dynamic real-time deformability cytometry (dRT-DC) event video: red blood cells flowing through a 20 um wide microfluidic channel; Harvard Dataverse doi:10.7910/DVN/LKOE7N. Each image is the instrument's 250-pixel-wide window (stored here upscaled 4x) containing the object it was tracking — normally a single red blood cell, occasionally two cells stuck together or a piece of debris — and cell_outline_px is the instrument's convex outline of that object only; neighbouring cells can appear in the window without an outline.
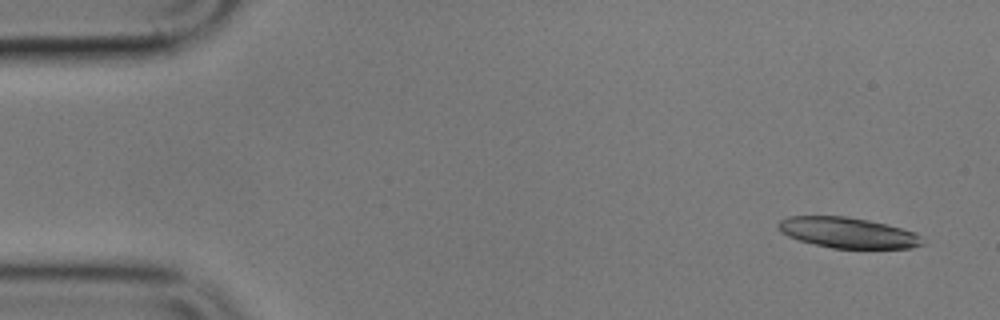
{"species": "common noctule bat (a hibernating species)", "species_latin": "Nyctalus noctula", "temperature_condition": "cold", "stored_images_in_passage": 5, "camera_frame_rate_fps": 3000, "um_per_image_px": 0.085, "animal": {"sex": "male", "body_mass_g": 17.9}, "frame": {"image": 1, "passage_image": 1, "time_ms": 0.0, "image_size_px": [1000, 320], "cell_outline_px": [[924, 244], [912, 248], [832, 248], [800, 240], [788, 236], [780, 232], [776, 228], [776, 224], [780, 220], [788, 216], [844, 216], [868, 220], [916, 232], [920, 236]], "centroid_in_image_um": [72.03, 19.77], "position_along_channel_um": 13.0, "area_um2": 25.61}}